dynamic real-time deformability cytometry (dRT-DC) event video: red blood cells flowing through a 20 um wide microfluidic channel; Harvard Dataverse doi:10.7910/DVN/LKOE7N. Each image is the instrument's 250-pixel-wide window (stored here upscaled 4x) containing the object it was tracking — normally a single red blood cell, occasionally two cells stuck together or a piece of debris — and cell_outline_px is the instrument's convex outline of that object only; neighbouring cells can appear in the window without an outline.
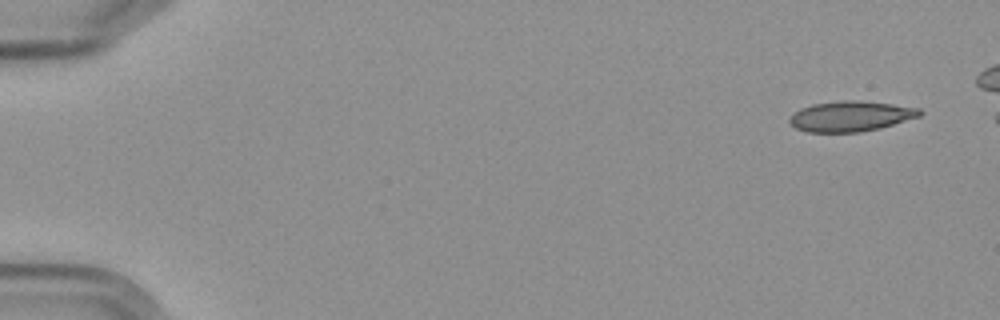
{"species": "Egyptian fruit bat (a non-hibernating species)", "species_latin": "Rousettus aegyptiacus", "temperature_condition": "cold", "stored_images_in_passage": 8, "camera_frame_rate_fps": 3000, "um_per_image_px": 0.085, "frame": {"image": 1, "passage_image": 1, "time_ms": 0.0, "image_size_px": [1000, 320], "cell_outline_px": [[924, 112], [920, 116], [880, 128], [860, 132], [808, 132], [796, 128], [788, 120], [792, 112], [800, 108], [812, 104], [844, 100], [852, 100], [892, 104], [920, 108]], "centroid_in_image_um": [72.29, 9.88], "position_along_channel_um": 12.7, "area_um2": 23.0}}
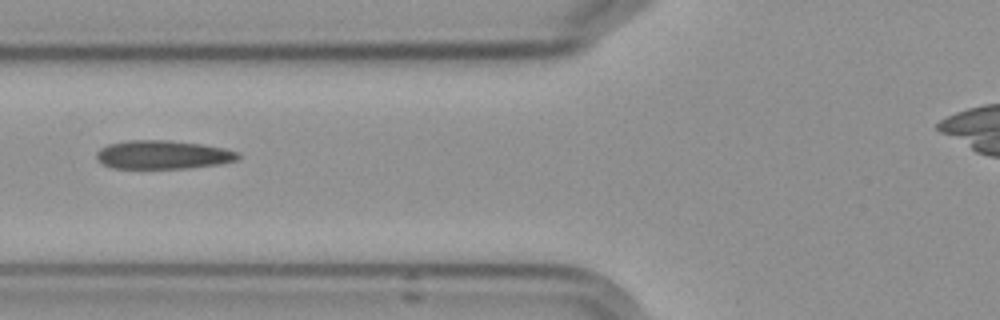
{"frame": {"image": 2, "passage_image": 6, "time_ms": 6.667, "image_size_px": [1000, 320], "cell_outline_px": [[240, 160], [220, 164], [188, 168], [112, 168], [96, 160], [96, 152], [100, 148], [108, 144], [128, 140], [164, 140], [200, 144], [224, 148], [240, 152]], "centroid_in_image_um": [13.86, 13.15], "position_along_channel_um": 111.9, "area_um2": 23.7}}
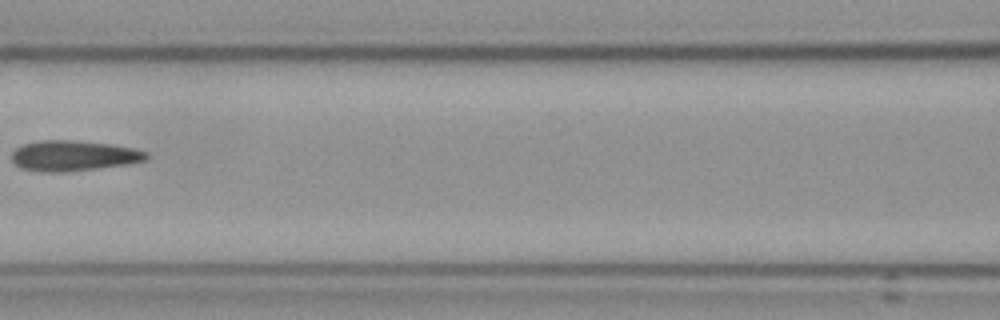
{"frame": {"image": 3, "passage_image": 7, "time_ms": 8.0, "image_size_px": [1000, 320], "cell_outline_px": [[148, 160], [132, 164], [100, 168], [64, 172], [40, 172], [20, 168], [12, 160], [12, 152], [16, 148], [24, 144], [36, 140], [76, 140], [112, 144], [132, 148], [148, 152]], "centroid_in_image_um": [6.28, 13.24], "position_along_channel_um": 160.3, "area_um2": 24.28}}